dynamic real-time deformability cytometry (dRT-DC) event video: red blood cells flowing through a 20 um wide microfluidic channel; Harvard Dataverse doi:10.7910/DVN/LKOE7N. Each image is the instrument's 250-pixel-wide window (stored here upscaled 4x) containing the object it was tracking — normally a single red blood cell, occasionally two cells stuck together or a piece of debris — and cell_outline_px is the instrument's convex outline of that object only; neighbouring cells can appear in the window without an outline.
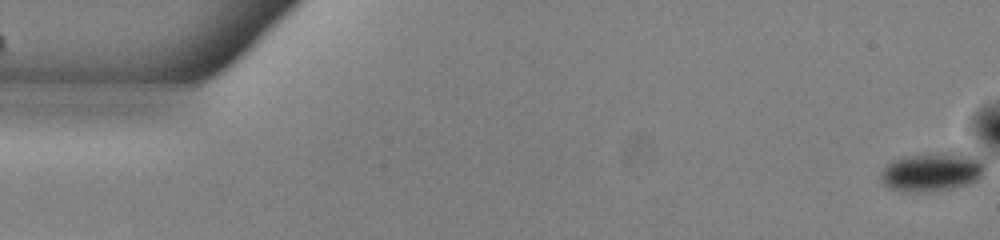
{"species": "common noctule bat (a hibernating species)", "species_latin": "Nyctalus noctula", "temperature_condition": "warm", "stored_images_in_passage": 54, "camera_frame_rate_fps": 3000, "um_per_image_px": 0.085, "animal": {"sex": "male", "body_mass_g": 13.0, "forearm_length_mm": 53.1}, "frame": {"image": 1, "passage_image": 1, "time_ms": 0.0, "image_size_px": [1000, 240], "cell_outline_px": [[984, 172], [976, 180], [968, 184], [952, 188], [924, 192], [900, 192], [888, 188], [884, 184], [880, 176], [880, 172], [892, 160], [908, 156], [940, 152], [960, 152], [980, 160], [984, 164]], "centroid_in_image_um": [79.17, 14.62], "position_along_channel_um": 5.8, "area_um2": 23.52}}
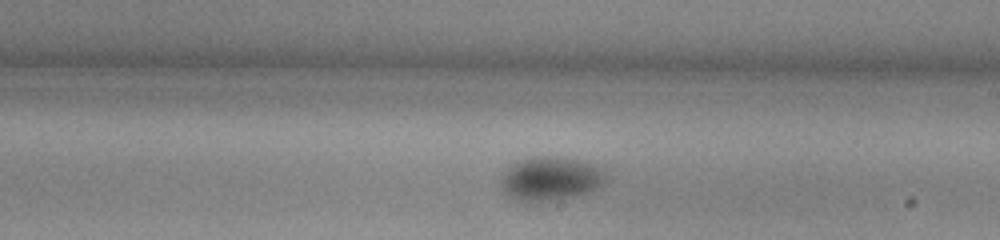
{"frame": {"image": 2, "passage_image": 31, "time_ms": 10.0, "image_size_px": [1000, 240], "cell_outline_px": [[608, 172], [604, 180], [596, 188], [588, 192], [572, 196], [540, 200], [520, 200], [504, 192], [500, 184], [500, 176], [516, 160], [532, 156], [552, 156], [576, 160], [592, 164]], "centroid_in_image_um": [46.76, 15.13], "position_along_channel_um": 242.2, "area_um2": 26.13}}
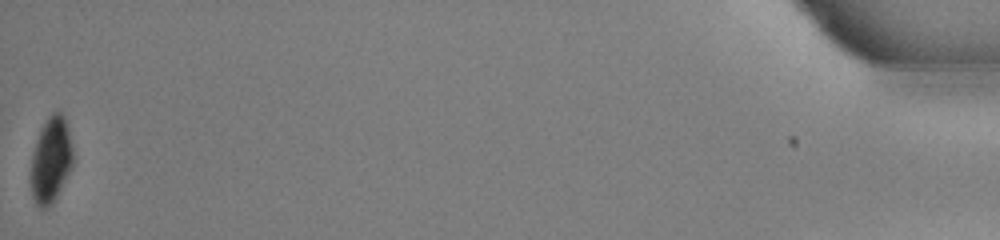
{"frame": {"image": 3, "passage_image": 54, "time_ms": 17.667, "image_size_px": [1000, 240], "cell_outline_px": [[72, 168], [52, 204], [48, 208], [40, 208], [36, 204], [32, 196], [28, 180], [28, 176], [32, 156], [36, 140], [40, 128], [48, 116], [56, 108], [64, 116], [72, 148]], "centroid_in_image_um": [4.28, 13.62], "position_along_channel_um": 430.9, "area_um2": 21.44}}